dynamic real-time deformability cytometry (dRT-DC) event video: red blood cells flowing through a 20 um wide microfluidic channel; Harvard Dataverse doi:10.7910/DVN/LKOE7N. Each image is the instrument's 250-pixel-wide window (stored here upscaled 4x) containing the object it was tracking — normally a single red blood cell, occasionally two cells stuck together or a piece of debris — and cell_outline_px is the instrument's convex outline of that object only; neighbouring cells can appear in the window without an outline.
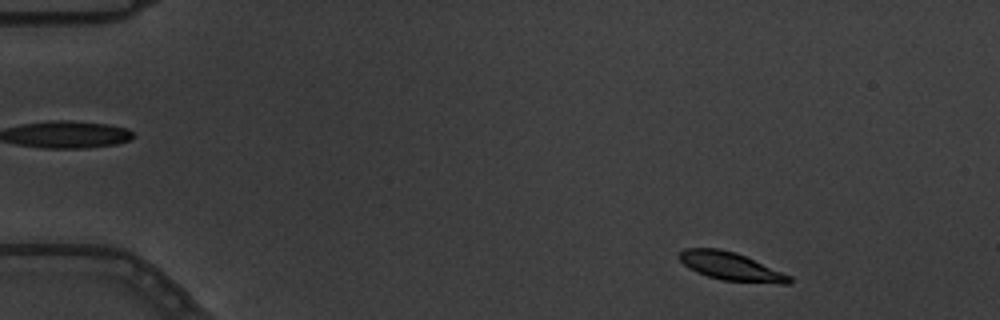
{"species": "common noctule bat (a hibernating species)", "species_latin": "Nyctalus noctula", "temperature_condition": "warm", "stored_images_in_passage": 5, "segment_of_instrument_passage": [2, 2], "camera_frame_rate_fps": 3000, "um_per_image_px": 0.085, "animal": {"sex": "male", "body_mass_g": 19.5, "forearm_length_mm": 54.6}, "frame": {"image": 1, "passage_image": 5, "time_ms": 1.333, "image_size_px": [1000, 320], "cell_outline_px": [[792, 284], [780, 284], [724, 280], [708, 276], [696, 272], [688, 268], [676, 256], [684, 248], [720, 248], [736, 252], [792, 276]], "centroid_in_image_um": [62.12, 22.64], "position_along_channel_um": 22.9, "area_um2": 18.15}}